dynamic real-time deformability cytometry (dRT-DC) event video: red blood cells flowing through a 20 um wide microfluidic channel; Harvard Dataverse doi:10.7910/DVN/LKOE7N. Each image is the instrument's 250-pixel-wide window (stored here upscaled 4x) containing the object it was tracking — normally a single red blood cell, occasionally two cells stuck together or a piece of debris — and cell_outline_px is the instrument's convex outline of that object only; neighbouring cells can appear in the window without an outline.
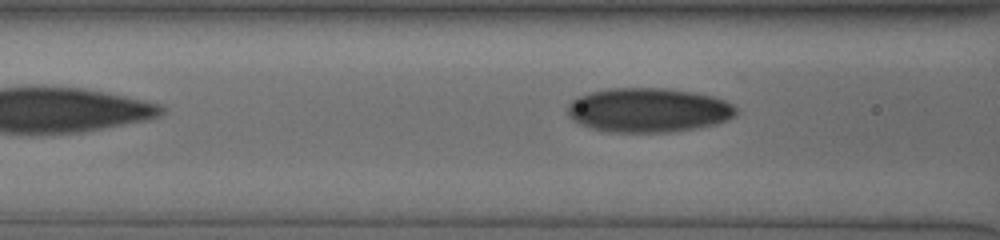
{"species": "human", "species_latin": "Homo sapiens", "temperature_condition": "cold", "stored_images_in_passage": 34, "camera_frame_rate_fps": 3000, "um_per_image_px": 0.085, "donor": {"sex": "male"}, "frame": {"image": 1, "passage_image": 4, "time_ms": 1.0, "image_size_px": [1000, 240], "cell_outline_px": [[736, 116], [728, 120], [716, 124], [700, 128], [668, 132], [608, 132], [592, 128], [580, 124], [568, 116], [568, 104], [572, 100], [580, 96], [592, 92], [612, 88], [668, 88], [696, 92], [712, 96], [724, 100], [732, 104], [736, 108]], "centroid_in_image_um": [55.15, 9.36], "position_along_channel_um": 111.4, "area_um2": 43.7}}
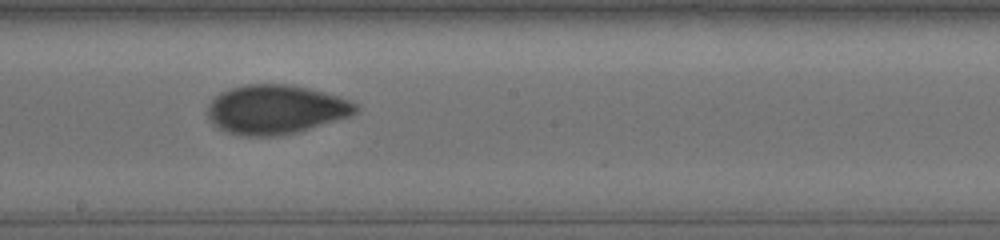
{"frame": {"image": 2, "passage_image": 13, "time_ms": 4.0, "image_size_px": [1000, 240], "cell_outline_px": [[360, 108], [356, 112], [348, 116], [300, 132], [280, 136], [240, 136], [228, 132], [212, 124], [208, 116], [208, 104], [220, 92], [232, 88], [248, 84], [288, 84], [308, 88], [336, 96], [348, 100], [356, 104]], "centroid_in_image_um": [23.41, 9.32], "position_along_channel_um": 224.8, "area_um2": 42.31}}
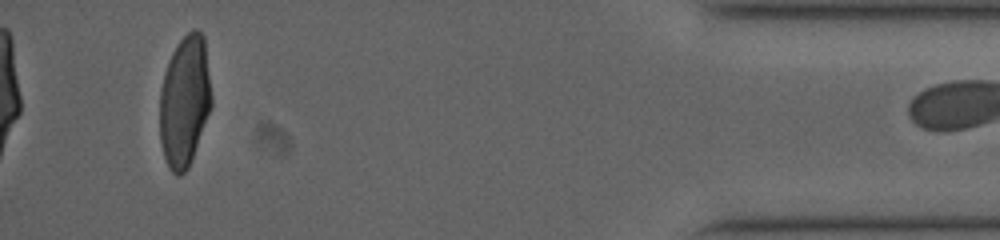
{"frame": {"image": 3, "passage_image": 33, "time_ms": 10.667, "image_size_px": [1000, 240], "cell_outline_px": [[212, 108], [192, 160], [188, 168], [180, 176], [176, 176], [168, 168], [164, 156], [160, 140], [160, 88], [164, 72], [168, 60], [176, 44], [192, 28], [196, 28], [204, 36], [212, 96]], "centroid_in_image_um": [15.7, 8.61], "position_along_channel_um": 419.5, "area_um2": 40.17}}